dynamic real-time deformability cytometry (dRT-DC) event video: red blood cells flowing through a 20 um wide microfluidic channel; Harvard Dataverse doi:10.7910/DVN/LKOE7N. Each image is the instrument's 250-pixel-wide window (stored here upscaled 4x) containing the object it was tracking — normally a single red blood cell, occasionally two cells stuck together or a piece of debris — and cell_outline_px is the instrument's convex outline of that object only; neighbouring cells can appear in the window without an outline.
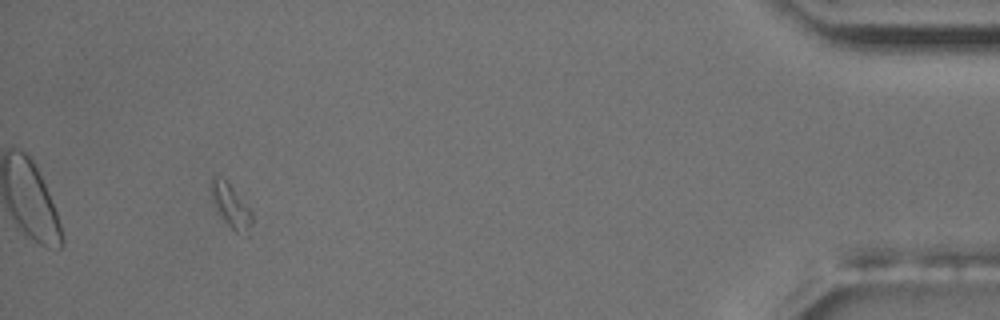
{"species": "common noctule bat (a hibernating species)", "species_latin": "Nyctalus noctula", "temperature_condition": "room temperature", "stored_images_in_passage": 53, "camera_frame_rate_fps": 3000, "um_per_image_px": 0.085, "animal": {"sex": "male", "body_mass_g": 17.5, "forearm_length_mm": 52.3}, "frame": {"image": 1, "passage_image": 49, "time_ms": 16.0, "image_size_px": [1000, 320], "cell_outline_px": [[252, 224], [248, 236], [244, 236], [236, 232], [216, 212], [208, 188], [208, 180], [212, 176], [216, 176], [228, 180], [252, 212]], "centroid_in_image_um": [19.57, 17.46], "position_along_channel_um": 415.6, "area_um2": 10.98}}